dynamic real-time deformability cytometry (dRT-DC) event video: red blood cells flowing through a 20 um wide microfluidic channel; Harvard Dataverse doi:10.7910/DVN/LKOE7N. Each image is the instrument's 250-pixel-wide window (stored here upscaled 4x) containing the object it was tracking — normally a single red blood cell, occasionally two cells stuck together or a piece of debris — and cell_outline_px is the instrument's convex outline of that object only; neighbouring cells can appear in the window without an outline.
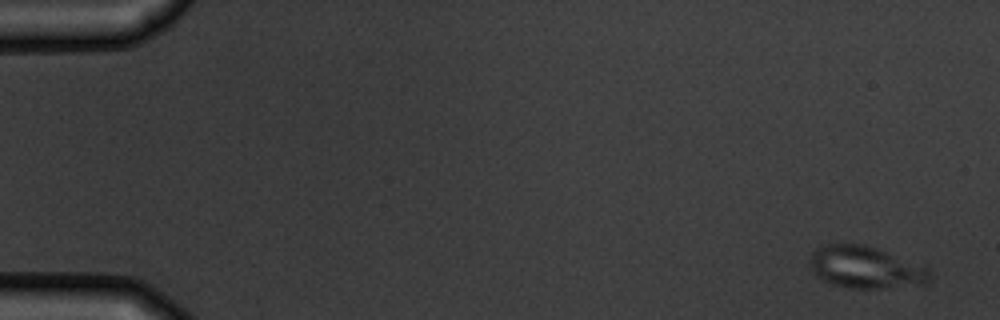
{"species": "common noctule bat (a hibernating species)", "species_latin": "Nyctalus noctula", "temperature_condition": "warm", "stored_images_in_passage": 7, "camera_frame_rate_fps": 3000, "um_per_image_px": 0.085, "animal": {"sex": "male", "body_mass_g": 19.5, "forearm_length_mm": 54.6}, "frame": {"image": 1, "passage_image": 1, "time_ms": 0.0, "image_size_px": [1000, 320], "cell_outline_px": [[932, 276], [924, 284], [880, 288], [848, 288], [828, 284], [816, 276], [812, 272], [808, 260], [812, 252], [816, 248], [828, 244], [864, 244], [876, 248], [928, 268]], "centroid_in_image_um": [73.49, 22.73], "position_along_channel_um": 11.5, "area_um2": 29.36}}